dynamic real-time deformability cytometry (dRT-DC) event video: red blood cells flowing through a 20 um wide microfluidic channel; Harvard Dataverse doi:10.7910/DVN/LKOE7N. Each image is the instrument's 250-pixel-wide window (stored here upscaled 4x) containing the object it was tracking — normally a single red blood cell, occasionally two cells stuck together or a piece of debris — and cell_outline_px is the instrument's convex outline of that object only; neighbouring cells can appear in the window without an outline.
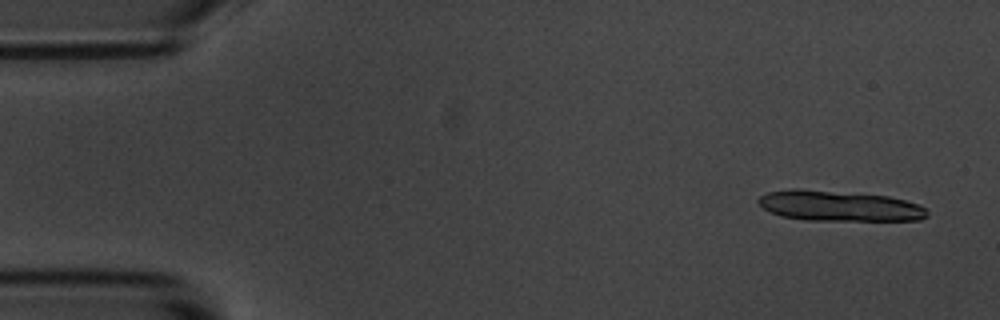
{"species": "common noctule bat (a hibernating species)", "species_latin": "Nyctalus noctula", "temperature_condition": "room temperature", "stored_images_in_passage": 5, "camera_frame_rate_fps": 3000, "um_per_image_px": 0.085, "animal": {"sex": "male", "body_mass_g": 20.1, "forearm_length_mm": 53.5}, "frame": {"image": 1, "passage_image": 1, "time_ms": 0.0, "image_size_px": [1000, 320], "cell_outline_px": [[928, 216], [920, 220], [808, 220], [780, 216], [768, 212], [756, 200], [760, 196], [768, 192], [792, 188], [800, 188], [888, 196], [920, 204], [928, 208]], "centroid_in_image_um": [71.33, 17.5], "position_along_channel_um": 13.7, "area_um2": 30.17}}
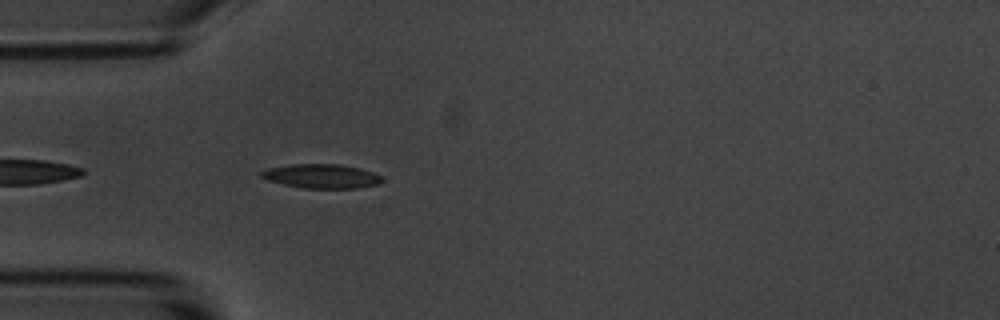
{"frame": {"image": 2, "passage_image": 5, "time_ms": 4.667, "image_size_px": [1000, 320], "cell_outline_px": [[384, 180], [376, 184], [356, 188], [304, 188], [284, 184], [268, 180], [260, 176], [260, 172], [268, 168], [292, 164], [340, 164], [360, 168], [372, 172], [380, 176]], "centroid_in_image_um": [27.32, 14.97], "position_along_channel_um": 57.7, "area_um2": 16.82}}